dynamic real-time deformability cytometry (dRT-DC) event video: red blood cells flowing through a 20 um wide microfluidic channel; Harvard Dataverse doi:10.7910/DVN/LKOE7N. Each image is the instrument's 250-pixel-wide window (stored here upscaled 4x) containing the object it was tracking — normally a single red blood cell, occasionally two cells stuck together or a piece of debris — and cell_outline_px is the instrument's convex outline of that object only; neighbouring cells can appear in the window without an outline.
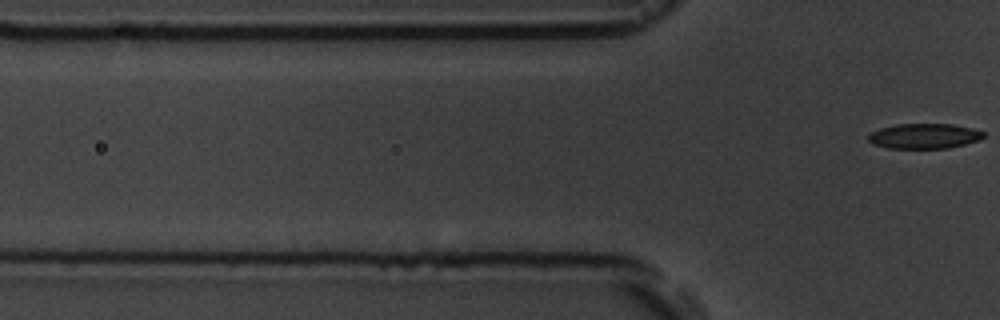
{"species": "common noctule bat (a hibernating species)", "species_latin": "Nyctalus noctula", "temperature_condition": "room temperature", "stored_images_in_passage": 4, "segment_of_instrument_passage": [2, 2], "camera_frame_rate_fps": 3000, "um_per_image_px": 0.085, "animal": {"sex": "male", "body_mass_g": 19.5, "forearm_length_mm": 54.6}, "frame": {"image": 1, "passage_image": 4, "time_ms": 3.333, "image_size_px": [1000, 320], "cell_outline_px": [[984, 136], [980, 140], [948, 148], [888, 148], [872, 144], [868, 140], [868, 132], [880, 128], [896, 124], [952, 124], [972, 128], [984, 132]], "centroid_in_image_um": [78.52, 11.56], "position_along_channel_um": 47.3, "area_um2": 16.94}}